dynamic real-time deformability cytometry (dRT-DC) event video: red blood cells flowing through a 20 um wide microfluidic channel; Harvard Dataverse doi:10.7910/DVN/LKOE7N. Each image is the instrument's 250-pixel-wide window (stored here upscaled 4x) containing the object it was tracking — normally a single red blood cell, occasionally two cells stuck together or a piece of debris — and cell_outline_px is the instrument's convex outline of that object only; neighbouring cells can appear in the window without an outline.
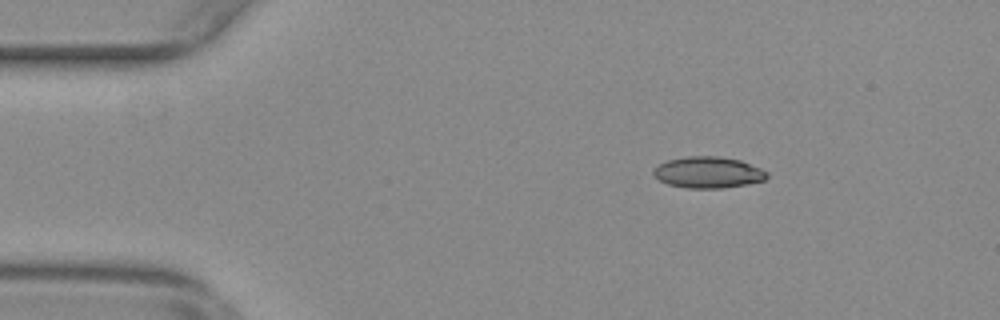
{"species": "common noctule bat (a hibernating species)", "species_latin": "Nyctalus noctula", "temperature_condition": "warm", "stored_images_in_passage": 14, "camera_frame_rate_fps": 3000, "um_per_image_px": 0.085, "animal": {"sex": "female", "body_mass_g": 29.2, "forearm_length_mm": 56.3}, "frame": {"image": 1, "passage_image": 2, "time_ms": 0.333, "image_size_px": [1000, 320], "cell_outline_px": [[768, 176], [764, 180], [748, 184], [724, 188], [688, 188], [668, 184], [660, 180], [652, 172], [660, 164], [668, 160], [688, 156], [720, 156], [740, 160], [760, 168], [768, 172]], "centroid_in_image_um": [60.23, 14.65], "position_along_channel_um": 24.8, "area_um2": 20.58}}
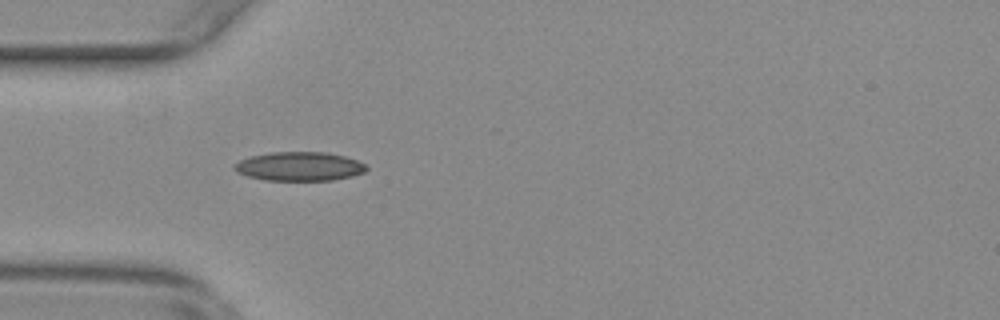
{"frame": {"image": 2, "passage_image": 10, "time_ms": 3.0, "image_size_px": [1000, 320], "cell_outline_px": [[368, 168], [364, 172], [352, 176], [332, 180], [264, 180], [248, 176], [236, 172], [232, 168], [240, 160], [252, 156], [272, 152], [324, 152], [344, 156], [356, 160], [364, 164]], "centroid_in_image_um": [25.44, 14.14], "position_along_channel_um": 59.6, "area_um2": 22.08}}
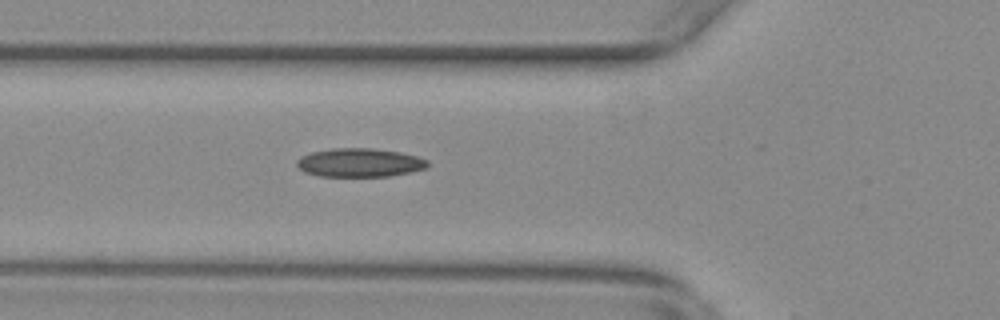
{"frame": {"image": 3, "passage_image": 13, "time_ms": 4.0, "image_size_px": [1000, 320], "cell_outline_px": [[428, 168], [388, 176], [320, 176], [304, 172], [296, 164], [296, 160], [300, 156], [312, 152], [332, 148], [372, 148], [400, 152], [416, 156], [428, 160]], "centroid_in_image_um": [30.55, 13.82], "position_along_channel_um": 95.2, "area_um2": 21.79}}